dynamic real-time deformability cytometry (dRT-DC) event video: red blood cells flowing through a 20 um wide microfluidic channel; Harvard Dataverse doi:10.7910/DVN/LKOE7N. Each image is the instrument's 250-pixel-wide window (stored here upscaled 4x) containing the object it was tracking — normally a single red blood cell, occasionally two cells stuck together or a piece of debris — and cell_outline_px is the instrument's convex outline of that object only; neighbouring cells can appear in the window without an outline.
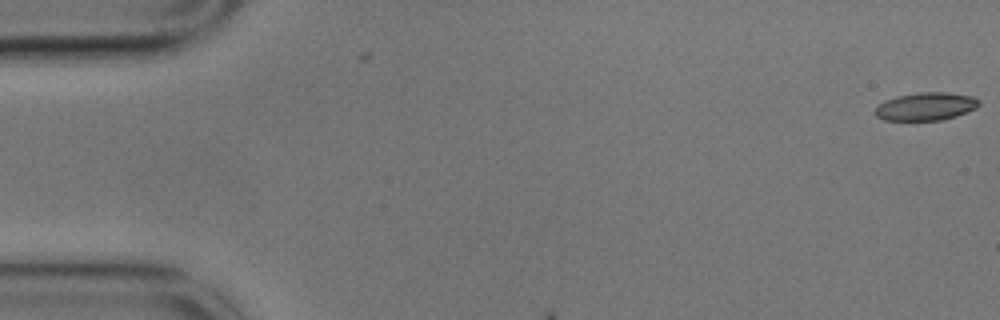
{"species": "common noctule bat (a hibernating species)", "species_latin": "Nyctalus noctula", "temperature_condition": "cold", "stored_images_in_passage": 7, "camera_frame_rate_fps": 3000, "um_per_image_px": 0.085, "animal": {"sex": "male", "body_mass_g": 17.9}, "frame": {"image": 1, "passage_image": 1, "time_ms": 0.0, "image_size_px": [1000, 320], "cell_outline_px": [[980, 104], [976, 108], [956, 116], [940, 120], [884, 120], [876, 116], [876, 108], [884, 100], [896, 96], [920, 92], [948, 92], [972, 96], [980, 100]], "centroid_in_image_um": [78.71, 9.04], "position_along_channel_um": 6.3, "area_um2": 16.88}}